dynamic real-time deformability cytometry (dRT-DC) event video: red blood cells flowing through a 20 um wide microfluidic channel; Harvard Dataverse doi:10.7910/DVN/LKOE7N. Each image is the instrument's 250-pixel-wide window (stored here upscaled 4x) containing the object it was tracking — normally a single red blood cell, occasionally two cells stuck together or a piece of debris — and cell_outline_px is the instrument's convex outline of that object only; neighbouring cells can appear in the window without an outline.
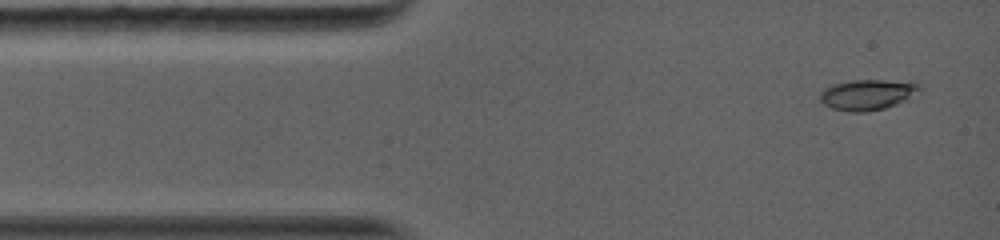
{"species": "common noctule bat (a hibernating species)", "species_latin": "Nyctalus noctula", "temperature_condition": "warm", "stored_images_in_passage": 14, "camera_frame_rate_fps": 5000, "um_per_image_px": 0.085, "animal": {"sex": "female", "body_mass_g": 19.0, "forearm_length_mm": 56.7}, "frame": {"image": 1, "passage_image": 1, "time_ms": 0.0, "image_size_px": [1000, 240], "cell_outline_px": [[924, 88], [908, 100], [884, 108], [864, 112], [848, 112], [832, 108], [824, 104], [820, 100], [820, 92], [824, 88], [832, 84], [852, 80], [912, 80], [920, 84]], "centroid_in_image_um": [73.8, 8.02], "position_along_channel_um": 11.2, "area_um2": 18.21}}
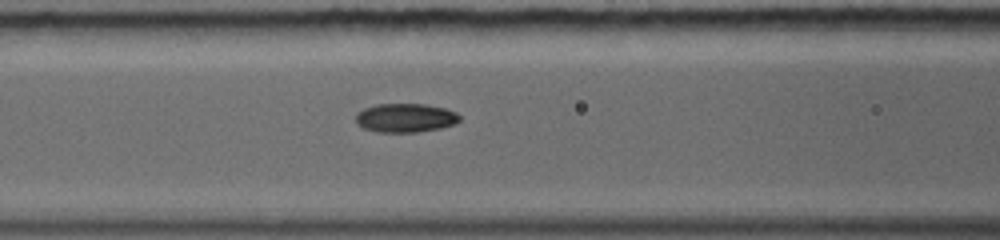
{"frame": {"image": 2, "passage_image": 7, "time_ms": 4.4, "image_size_px": [1000, 240], "cell_outline_px": [[460, 120], [456, 124], [440, 128], [416, 132], [376, 132], [364, 128], [356, 124], [356, 112], [364, 108], [376, 104], [428, 104], [444, 108], [456, 112], [460, 116]], "centroid_in_image_um": [34.45, 10.01], "position_along_channel_um": 132.1, "area_um2": 17.63}}
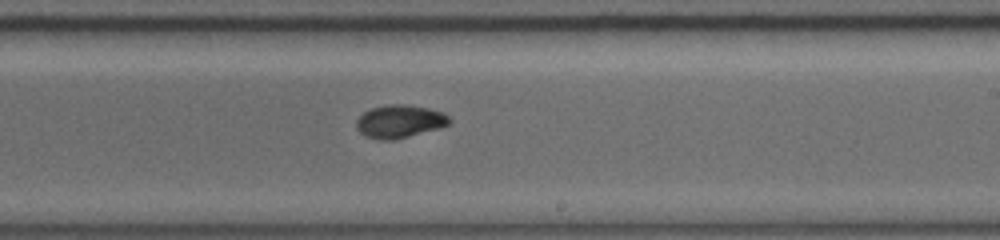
{"frame": {"image": 3, "passage_image": 14, "time_ms": 7.4, "image_size_px": [1000, 240], "cell_outline_px": [[452, 120], [448, 124], [440, 128], [396, 140], [380, 140], [364, 136], [356, 128], [356, 120], [364, 112], [372, 108], [388, 104], [404, 104], [428, 108], [444, 112]], "centroid_in_image_um": [33.97, 10.33], "position_along_channel_um": 255.0, "area_um2": 18.03}}